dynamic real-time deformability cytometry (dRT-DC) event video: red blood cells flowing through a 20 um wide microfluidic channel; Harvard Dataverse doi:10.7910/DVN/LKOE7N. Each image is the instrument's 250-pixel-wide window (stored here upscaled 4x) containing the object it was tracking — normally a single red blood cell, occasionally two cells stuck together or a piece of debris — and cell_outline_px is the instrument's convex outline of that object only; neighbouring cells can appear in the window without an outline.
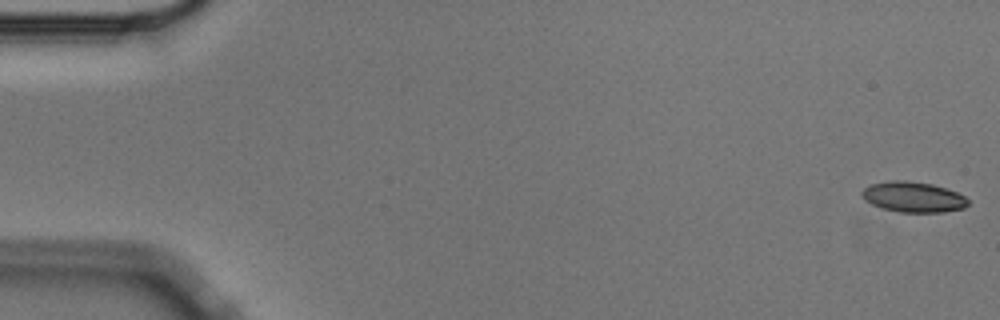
{"species": "Egyptian fruit bat (a non-hibernating species)", "species_latin": "Rousettus aegyptiacus", "temperature_condition": "cold", "stored_images_in_passage": 15, "camera_frame_rate_fps": 3000, "um_per_image_px": 0.085, "animal": {"sex": "male"}, "frame": {"image": 1, "passage_image": 1, "time_ms": 0.0, "image_size_px": [1000, 320], "cell_outline_px": [[968, 204], [964, 208], [944, 212], [900, 212], [884, 208], [872, 204], [864, 200], [860, 192], [868, 184], [892, 180], [904, 180], [932, 184], [956, 192], [964, 196], [968, 200]], "centroid_in_image_um": [77.59, 16.74], "position_along_channel_um": 7.4, "area_um2": 18.79}}
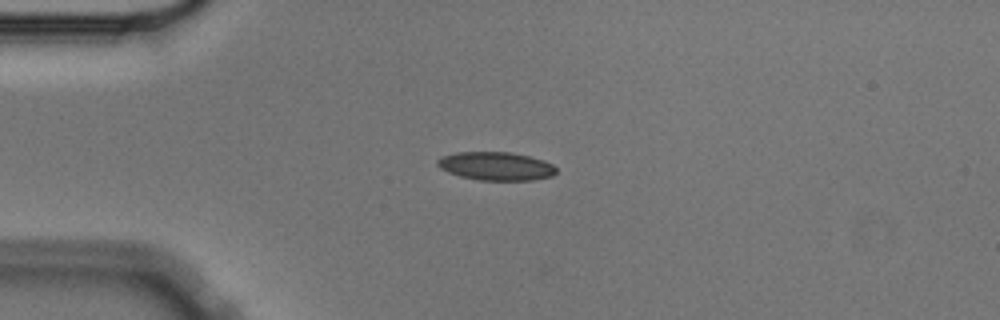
{"frame": {"image": 2, "passage_image": 14, "time_ms": 4.333, "image_size_px": [1000, 320], "cell_outline_px": [[556, 172], [552, 176], [532, 180], [480, 180], [460, 176], [448, 172], [440, 168], [436, 164], [436, 160], [440, 156], [456, 152], [512, 152], [544, 160], [552, 164], [556, 168]], "centroid_in_image_um": [42.13, 14.11], "position_along_channel_um": 42.9, "area_um2": 19.71}}